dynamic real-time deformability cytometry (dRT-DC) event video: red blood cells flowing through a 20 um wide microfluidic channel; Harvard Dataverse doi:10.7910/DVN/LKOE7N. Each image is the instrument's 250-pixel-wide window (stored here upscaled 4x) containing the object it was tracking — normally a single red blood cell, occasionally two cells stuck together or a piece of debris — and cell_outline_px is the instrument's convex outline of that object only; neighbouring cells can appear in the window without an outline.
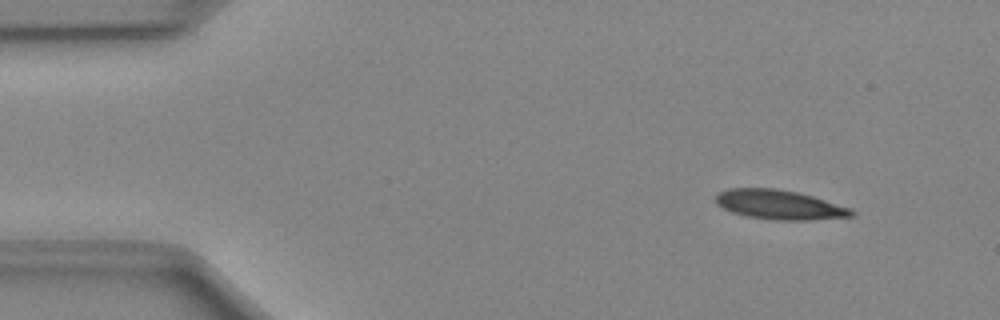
{"species": "Egyptian fruit bat (a non-hibernating species)", "species_latin": "Rousettus aegyptiacus", "temperature_condition": "cold", "stored_images_in_passage": 45, "camera_frame_rate_fps": 3000, "um_per_image_px": 0.085, "animal": {"sex": "female"}, "frame": {"image": 1, "passage_image": 1, "time_ms": 0.0, "image_size_px": [1000, 320], "cell_outline_px": [[856, 212], [852, 216], [812, 220], [776, 220], [748, 216], [732, 212], [716, 204], [716, 196], [720, 192], [728, 188], [776, 188], [796, 192], [812, 196], [852, 208]], "centroid_in_image_um": [66.27, 17.4], "position_along_channel_um": 18.7, "area_um2": 23.18}}
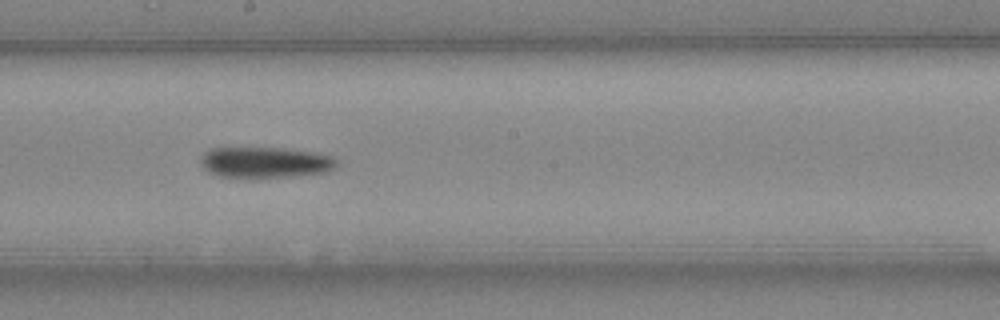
{"frame": {"image": 2, "passage_image": 23, "time_ms": 7.333, "image_size_px": [1000, 320], "cell_outline_px": [[336, 164], [328, 172], [256, 180], [220, 176], [208, 172], [200, 164], [200, 156], [208, 148], [280, 148], [312, 152], [332, 156], [336, 160]], "centroid_in_image_um": [22.46, 13.83], "position_along_channel_um": 225.7, "area_um2": 25.09}}
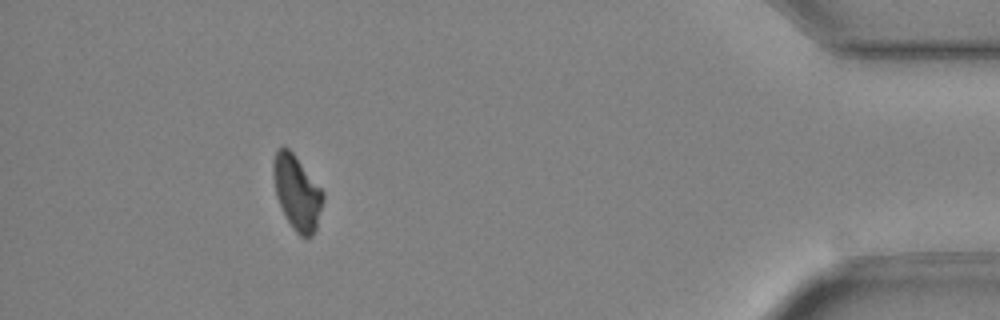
{"frame": {"image": 3, "passage_image": 41, "time_ms": 13.333, "image_size_px": [1000, 320], "cell_outline_px": [[324, 200], [316, 228], [312, 236], [300, 236], [296, 232], [288, 220], [276, 196], [272, 172], [272, 160], [276, 148], [288, 148], [292, 152], [324, 192]], "centroid_in_image_um": [25.23, 16.34], "position_along_channel_um": 410.0, "area_um2": 21.33}, "authors_computed_cell_mechanics": {"area_um2": 23.698, "velocity_mm_per_s": 4.0204, "shape_relaxation_time_tau1_ms": 5.3389, "shape_relaxation_time_tau2_ms": null, "deformation_change_tau1": 0.1156, "deformation_change_tau2": null}}